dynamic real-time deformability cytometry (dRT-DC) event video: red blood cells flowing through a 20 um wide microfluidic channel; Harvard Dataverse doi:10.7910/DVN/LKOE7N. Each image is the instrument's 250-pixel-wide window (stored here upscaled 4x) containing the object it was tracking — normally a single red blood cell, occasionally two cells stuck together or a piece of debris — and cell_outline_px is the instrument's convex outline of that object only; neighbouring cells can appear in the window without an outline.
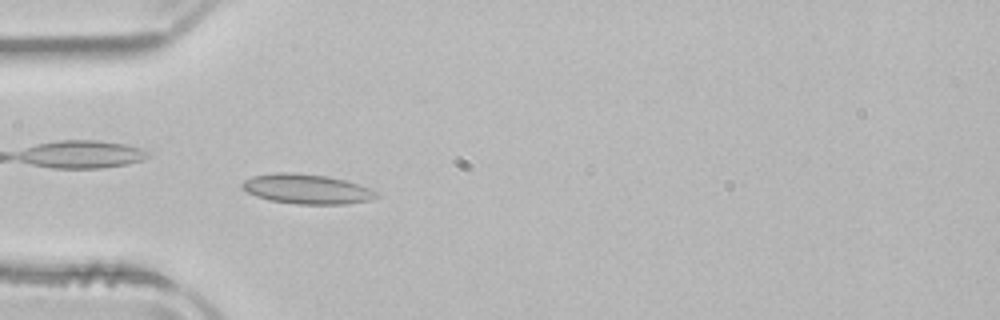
{"species": "common noctule bat (a hibernating species)", "species_latin": "Nyctalus noctula", "temperature_condition": "room temperature", "stored_images_in_passage": 52, "camera_frame_rate_fps": 3000, "um_per_image_px": 0.085, "animal": {"sex": "male", "body_mass_g": 21.5, "forearm_length_mm": 52.0}, "frame": {"image": 1, "passage_image": 16, "time_ms": 5.0, "image_size_px": [1000, 320], "cell_outline_px": [[380, 196], [372, 200], [344, 204], [296, 204], [272, 200], [256, 196], [240, 188], [240, 184], [244, 180], [252, 176], [276, 172], [296, 172], [328, 176], [344, 180], [368, 188], [376, 192]], "centroid_in_image_um": [26.04, 16.06], "position_along_channel_um": 59.0, "area_um2": 23.29}}
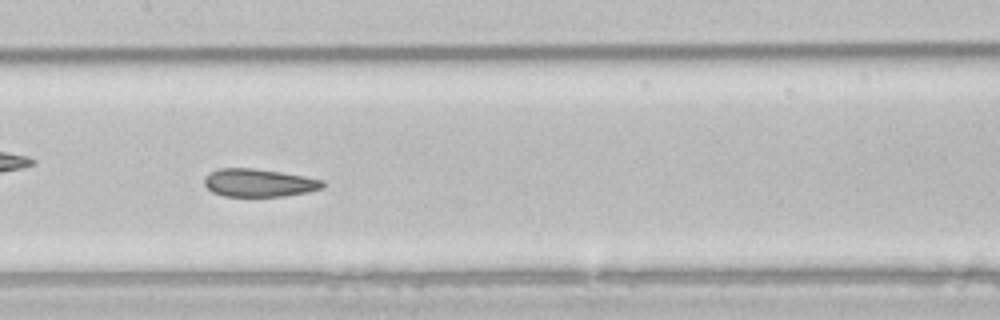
{"frame": {"image": 2, "passage_image": 26, "time_ms": 8.333, "image_size_px": [1000, 320], "cell_outline_px": [[324, 188], [308, 192], [284, 196], [224, 196], [212, 192], [204, 184], [204, 176], [220, 168], [252, 168], [280, 172], [304, 176], [324, 180]], "centroid_in_image_um": [22.02, 15.54], "position_along_channel_um": 185.4, "area_um2": 19.25}}
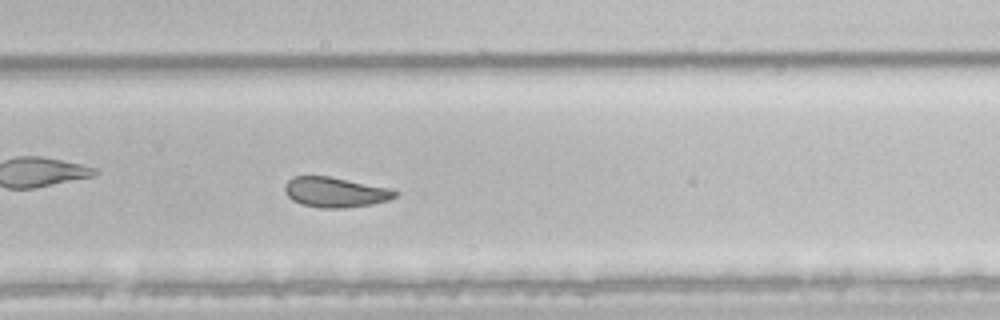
{"frame": {"image": 3, "passage_image": 35, "time_ms": 11.333, "image_size_px": [1000, 320], "cell_outline_px": [[400, 192], [396, 196], [388, 200], [372, 204], [344, 208], [320, 208], [304, 204], [292, 200], [284, 192], [284, 184], [292, 176], [328, 176], [392, 188]], "centroid_in_image_um": [28.51, 16.33], "position_along_channel_um": 301.3, "area_um2": 19.48}, "authors_computed_cell_mechanics": {"area_um2": 22.2819, "velocity_mm_per_s": 3.886, "shape_relaxation_time_tau1_ms": 7.8485, "shape_relaxation_time_tau2_ms": 1.8741, "deformation_change_tau1": 0.1504, "deformation_change_tau2": 0.0489}}